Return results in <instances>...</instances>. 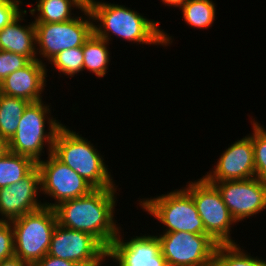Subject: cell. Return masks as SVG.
Masks as SVG:
<instances>
[{"instance_id": "cell-6", "label": "cell", "mask_w": 266, "mask_h": 266, "mask_svg": "<svg viewBox=\"0 0 266 266\" xmlns=\"http://www.w3.org/2000/svg\"><path fill=\"white\" fill-rule=\"evenodd\" d=\"M14 232V256L31 266L43 259L57 226L54 208L42 207L10 221Z\"/></svg>"}, {"instance_id": "cell-22", "label": "cell", "mask_w": 266, "mask_h": 266, "mask_svg": "<svg viewBox=\"0 0 266 266\" xmlns=\"http://www.w3.org/2000/svg\"><path fill=\"white\" fill-rule=\"evenodd\" d=\"M216 7L213 0H188L180 10L188 26L208 30L214 24Z\"/></svg>"}, {"instance_id": "cell-12", "label": "cell", "mask_w": 266, "mask_h": 266, "mask_svg": "<svg viewBox=\"0 0 266 266\" xmlns=\"http://www.w3.org/2000/svg\"><path fill=\"white\" fill-rule=\"evenodd\" d=\"M210 183L218 189L237 224L266 210V182L257 177Z\"/></svg>"}, {"instance_id": "cell-8", "label": "cell", "mask_w": 266, "mask_h": 266, "mask_svg": "<svg viewBox=\"0 0 266 266\" xmlns=\"http://www.w3.org/2000/svg\"><path fill=\"white\" fill-rule=\"evenodd\" d=\"M183 188L193 198L203 221L205 234L218 245L237 244L231 236V228L233 229V225L237 223L223 202L218 189L203 176L195 181H188Z\"/></svg>"}, {"instance_id": "cell-31", "label": "cell", "mask_w": 266, "mask_h": 266, "mask_svg": "<svg viewBox=\"0 0 266 266\" xmlns=\"http://www.w3.org/2000/svg\"><path fill=\"white\" fill-rule=\"evenodd\" d=\"M188 0H161L162 4L169 7L181 8Z\"/></svg>"}, {"instance_id": "cell-3", "label": "cell", "mask_w": 266, "mask_h": 266, "mask_svg": "<svg viewBox=\"0 0 266 266\" xmlns=\"http://www.w3.org/2000/svg\"><path fill=\"white\" fill-rule=\"evenodd\" d=\"M95 147L82 134L64 124L55 135L52 154L95 189L118 187L105 164L104 155Z\"/></svg>"}, {"instance_id": "cell-30", "label": "cell", "mask_w": 266, "mask_h": 266, "mask_svg": "<svg viewBox=\"0 0 266 266\" xmlns=\"http://www.w3.org/2000/svg\"><path fill=\"white\" fill-rule=\"evenodd\" d=\"M0 266H31L29 263L22 261L20 258L12 257L0 262Z\"/></svg>"}, {"instance_id": "cell-4", "label": "cell", "mask_w": 266, "mask_h": 266, "mask_svg": "<svg viewBox=\"0 0 266 266\" xmlns=\"http://www.w3.org/2000/svg\"><path fill=\"white\" fill-rule=\"evenodd\" d=\"M44 103L46 102L40 100L27 105L19 119L16 133L8 141L9 151L29 157L35 163L42 160L44 148L47 147L46 155L52 153L55 135L63 125L56 117L53 118L52 106Z\"/></svg>"}, {"instance_id": "cell-7", "label": "cell", "mask_w": 266, "mask_h": 266, "mask_svg": "<svg viewBox=\"0 0 266 266\" xmlns=\"http://www.w3.org/2000/svg\"><path fill=\"white\" fill-rule=\"evenodd\" d=\"M82 14L84 16L77 15L66 22L34 23L39 62L46 64L64 49L84 45L94 31L93 17L88 6L82 10Z\"/></svg>"}, {"instance_id": "cell-5", "label": "cell", "mask_w": 266, "mask_h": 266, "mask_svg": "<svg viewBox=\"0 0 266 266\" xmlns=\"http://www.w3.org/2000/svg\"><path fill=\"white\" fill-rule=\"evenodd\" d=\"M139 207L163 224V233L190 232L205 234L192 196L183 188L162 195L137 200Z\"/></svg>"}, {"instance_id": "cell-29", "label": "cell", "mask_w": 266, "mask_h": 266, "mask_svg": "<svg viewBox=\"0 0 266 266\" xmlns=\"http://www.w3.org/2000/svg\"><path fill=\"white\" fill-rule=\"evenodd\" d=\"M32 266H82V265L69 260L50 256L47 254L43 259L36 262Z\"/></svg>"}, {"instance_id": "cell-27", "label": "cell", "mask_w": 266, "mask_h": 266, "mask_svg": "<svg viewBox=\"0 0 266 266\" xmlns=\"http://www.w3.org/2000/svg\"><path fill=\"white\" fill-rule=\"evenodd\" d=\"M14 257V232L10 221H0V262Z\"/></svg>"}, {"instance_id": "cell-28", "label": "cell", "mask_w": 266, "mask_h": 266, "mask_svg": "<svg viewBox=\"0 0 266 266\" xmlns=\"http://www.w3.org/2000/svg\"><path fill=\"white\" fill-rule=\"evenodd\" d=\"M21 0H0V29L16 19L25 8L21 10Z\"/></svg>"}, {"instance_id": "cell-20", "label": "cell", "mask_w": 266, "mask_h": 266, "mask_svg": "<svg viewBox=\"0 0 266 266\" xmlns=\"http://www.w3.org/2000/svg\"><path fill=\"white\" fill-rule=\"evenodd\" d=\"M36 167L31 158L8 151L0 158V188L21 181Z\"/></svg>"}, {"instance_id": "cell-15", "label": "cell", "mask_w": 266, "mask_h": 266, "mask_svg": "<svg viewBox=\"0 0 266 266\" xmlns=\"http://www.w3.org/2000/svg\"><path fill=\"white\" fill-rule=\"evenodd\" d=\"M40 193L41 175L37 167L21 181L0 188V221H11L44 207L38 198Z\"/></svg>"}, {"instance_id": "cell-23", "label": "cell", "mask_w": 266, "mask_h": 266, "mask_svg": "<svg viewBox=\"0 0 266 266\" xmlns=\"http://www.w3.org/2000/svg\"><path fill=\"white\" fill-rule=\"evenodd\" d=\"M265 259L251 256L239 244L217 245L212 266H266Z\"/></svg>"}, {"instance_id": "cell-19", "label": "cell", "mask_w": 266, "mask_h": 266, "mask_svg": "<svg viewBox=\"0 0 266 266\" xmlns=\"http://www.w3.org/2000/svg\"><path fill=\"white\" fill-rule=\"evenodd\" d=\"M110 43L100 37L94 32L85 41L82 46L84 55L83 71L93 73L99 79L106 76L111 61Z\"/></svg>"}, {"instance_id": "cell-17", "label": "cell", "mask_w": 266, "mask_h": 266, "mask_svg": "<svg viewBox=\"0 0 266 266\" xmlns=\"http://www.w3.org/2000/svg\"><path fill=\"white\" fill-rule=\"evenodd\" d=\"M27 13V10L24 9L16 19L0 29V50L20 54L30 61H35L38 59L34 21L21 25V22H27V19H24Z\"/></svg>"}, {"instance_id": "cell-24", "label": "cell", "mask_w": 266, "mask_h": 266, "mask_svg": "<svg viewBox=\"0 0 266 266\" xmlns=\"http://www.w3.org/2000/svg\"><path fill=\"white\" fill-rule=\"evenodd\" d=\"M84 55L82 52V46L73 47L70 49H64L52 58L48 65H52V69L60 74L66 75L67 78L77 76L78 73L83 72ZM55 69H54V68Z\"/></svg>"}, {"instance_id": "cell-25", "label": "cell", "mask_w": 266, "mask_h": 266, "mask_svg": "<svg viewBox=\"0 0 266 266\" xmlns=\"http://www.w3.org/2000/svg\"><path fill=\"white\" fill-rule=\"evenodd\" d=\"M255 177L266 182V128L259 121L251 118Z\"/></svg>"}, {"instance_id": "cell-9", "label": "cell", "mask_w": 266, "mask_h": 266, "mask_svg": "<svg viewBox=\"0 0 266 266\" xmlns=\"http://www.w3.org/2000/svg\"><path fill=\"white\" fill-rule=\"evenodd\" d=\"M168 266H212L217 247L207 234L157 233Z\"/></svg>"}, {"instance_id": "cell-26", "label": "cell", "mask_w": 266, "mask_h": 266, "mask_svg": "<svg viewBox=\"0 0 266 266\" xmlns=\"http://www.w3.org/2000/svg\"><path fill=\"white\" fill-rule=\"evenodd\" d=\"M30 60L20 54L0 50V83L11 73L25 67Z\"/></svg>"}, {"instance_id": "cell-10", "label": "cell", "mask_w": 266, "mask_h": 266, "mask_svg": "<svg viewBox=\"0 0 266 266\" xmlns=\"http://www.w3.org/2000/svg\"><path fill=\"white\" fill-rule=\"evenodd\" d=\"M41 175V195H47L54 203L44 201L45 207L54 208L59 203L87 195L95 188L52 153L37 163Z\"/></svg>"}, {"instance_id": "cell-13", "label": "cell", "mask_w": 266, "mask_h": 266, "mask_svg": "<svg viewBox=\"0 0 266 266\" xmlns=\"http://www.w3.org/2000/svg\"><path fill=\"white\" fill-rule=\"evenodd\" d=\"M121 230L107 249V260H113L115 266H168L157 235L140 233L124 240Z\"/></svg>"}, {"instance_id": "cell-16", "label": "cell", "mask_w": 266, "mask_h": 266, "mask_svg": "<svg viewBox=\"0 0 266 266\" xmlns=\"http://www.w3.org/2000/svg\"><path fill=\"white\" fill-rule=\"evenodd\" d=\"M47 65L38 60L30 61L25 67L9 74L0 83V93L19 97L29 102L43 99L47 82Z\"/></svg>"}, {"instance_id": "cell-32", "label": "cell", "mask_w": 266, "mask_h": 266, "mask_svg": "<svg viewBox=\"0 0 266 266\" xmlns=\"http://www.w3.org/2000/svg\"><path fill=\"white\" fill-rule=\"evenodd\" d=\"M8 151V141L0 137V158H2Z\"/></svg>"}, {"instance_id": "cell-11", "label": "cell", "mask_w": 266, "mask_h": 266, "mask_svg": "<svg viewBox=\"0 0 266 266\" xmlns=\"http://www.w3.org/2000/svg\"><path fill=\"white\" fill-rule=\"evenodd\" d=\"M47 254L82 266H102L107 260V249L95 237L59 224Z\"/></svg>"}, {"instance_id": "cell-18", "label": "cell", "mask_w": 266, "mask_h": 266, "mask_svg": "<svg viewBox=\"0 0 266 266\" xmlns=\"http://www.w3.org/2000/svg\"><path fill=\"white\" fill-rule=\"evenodd\" d=\"M35 5L28 10L34 23L66 22L76 17L72 10L78 9L81 13L87 6L83 0H36Z\"/></svg>"}, {"instance_id": "cell-21", "label": "cell", "mask_w": 266, "mask_h": 266, "mask_svg": "<svg viewBox=\"0 0 266 266\" xmlns=\"http://www.w3.org/2000/svg\"><path fill=\"white\" fill-rule=\"evenodd\" d=\"M30 102L0 93V137L9 141L19 125V119Z\"/></svg>"}, {"instance_id": "cell-1", "label": "cell", "mask_w": 266, "mask_h": 266, "mask_svg": "<svg viewBox=\"0 0 266 266\" xmlns=\"http://www.w3.org/2000/svg\"><path fill=\"white\" fill-rule=\"evenodd\" d=\"M117 188L94 189L87 195L59 203L54 207L57 223L92 235L108 249L121 227L114 217Z\"/></svg>"}, {"instance_id": "cell-14", "label": "cell", "mask_w": 266, "mask_h": 266, "mask_svg": "<svg viewBox=\"0 0 266 266\" xmlns=\"http://www.w3.org/2000/svg\"><path fill=\"white\" fill-rule=\"evenodd\" d=\"M225 149L212 170L203 175L208 182L246 180L255 177L253 143L249 134Z\"/></svg>"}, {"instance_id": "cell-2", "label": "cell", "mask_w": 266, "mask_h": 266, "mask_svg": "<svg viewBox=\"0 0 266 266\" xmlns=\"http://www.w3.org/2000/svg\"><path fill=\"white\" fill-rule=\"evenodd\" d=\"M87 6L93 17L94 33L110 41V44L115 36L131 42L130 44L157 47H168L174 40L173 36L160 28L159 21L147 18L135 11V8L133 10L124 4H111L101 0H89Z\"/></svg>"}]
</instances>
